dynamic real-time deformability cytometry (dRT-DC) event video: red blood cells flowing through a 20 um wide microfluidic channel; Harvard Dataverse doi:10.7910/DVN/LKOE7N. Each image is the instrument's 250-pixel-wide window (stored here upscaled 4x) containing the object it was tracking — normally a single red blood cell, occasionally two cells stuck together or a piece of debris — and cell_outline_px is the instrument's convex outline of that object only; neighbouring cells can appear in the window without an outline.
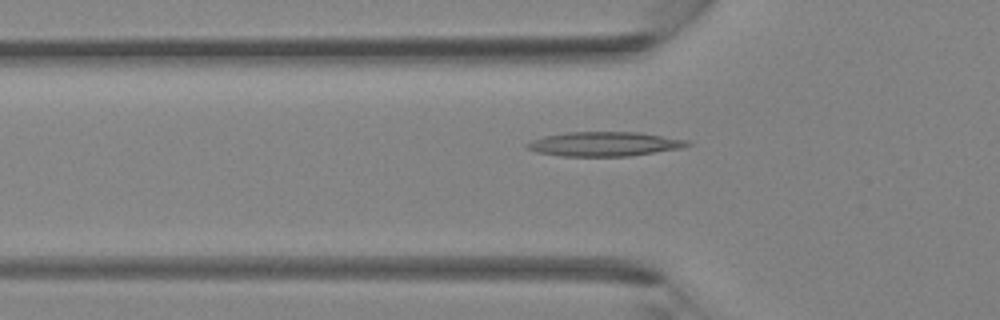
{"species": "Egyptian fruit bat (a non-hibernating species)", "species_latin": "Rousettus aegyptiacus", "temperature_condition": "room temperature", "stored_images_in_passage": 37, "camera_frame_rate_fps": 3000, "um_per_image_px": 0.085, "animal": {"sex": "female"}, "frame": {"image": 1, "passage_image": 13, "time_ms": 4.0, "image_size_px": [1000, 320], "cell_outline_px": [[692, 144], [680, 148], [628, 156], [560, 156], [536, 152], [524, 148], [524, 144], [532, 140], [544, 136], [568, 132], [640, 132], [688, 140]], "centroid_in_image_um": [51.32, 12.24], "position_along_channel_um": 74.5, "area_um2": 22.77}}
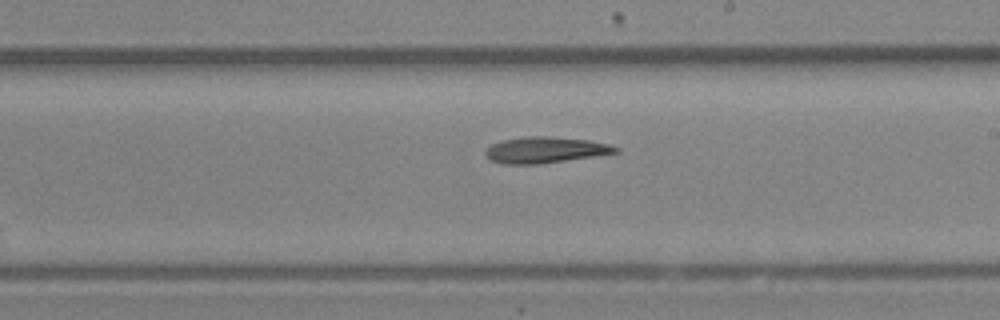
{"frame": {"image": 2, "passage_image": 23, "time_ms": 7.333, "image_size_px": [1000, 320], "cell_outline_px": [[620, 152], [536, 164], [500, 164], [484, 156], [484, 152], [492, 144], [500, 140], [528, 136], [548, 136], [588, 140], [608, 144], [620, 148]], "centroid_in_image_um": [46.3, 12.74], "position_along_channel_um": 242.7, "area_um2": 19.65}}
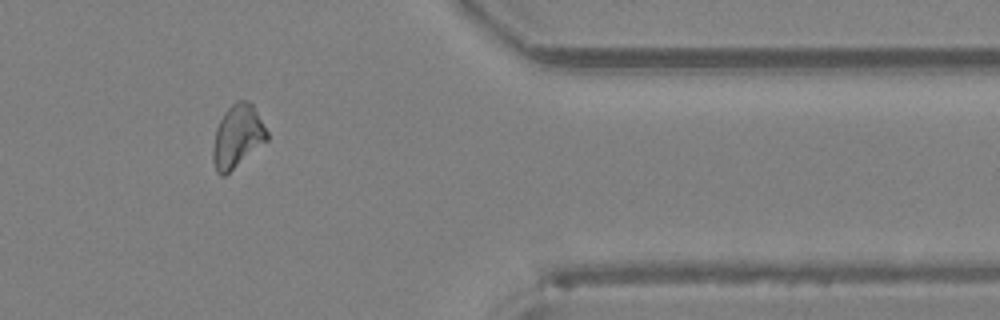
{"frame": {"image": 3, "passage_image": 33, "time_ms": 10.667, "image_size_px": [1000, 320], "cell_outline_px": [[268, 140], [224, 176], [220, 176], [216, 172], [212, 160], [212, 148], [216, 128], [224, 112], [236, 100], [248, 100], [252, 104], [268, 132]], "centroid_in_image_um": [20.16, 11.59], "position_along_channel_um": 391.2, "area_um2": 19.77}}